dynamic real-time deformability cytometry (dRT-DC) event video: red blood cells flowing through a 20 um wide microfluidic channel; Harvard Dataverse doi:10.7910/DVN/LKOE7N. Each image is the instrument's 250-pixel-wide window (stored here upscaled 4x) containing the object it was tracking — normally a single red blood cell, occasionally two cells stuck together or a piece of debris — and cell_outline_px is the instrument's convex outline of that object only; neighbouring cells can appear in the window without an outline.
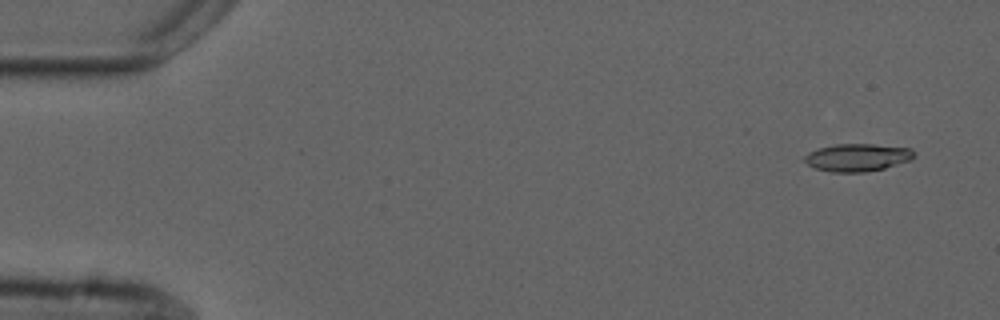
{"species": "common noctule bat (a hibernating species)", "species_latin": "Nyctalus noctula", "temperature_condition": "cold", "stored_images_in_passage": 8, "camera_frame_rate_fps": 3000, "um_per_image_px": 0.085, "animal": {"sex": "male", "forearm_length_mm": 52.5}, "frame": {"image": 1, "passage_image": 1, "time_ms": 0.0, "image_size_px": [1000, 320], "cell_outline_px": [[916, 156], [912, 160], [884, 168], [868, 172], [832, 172], [812, 168], [804, 160], [804, 156], [808, 152], [820, 148], [836, 144], [872, 144], [912, 148], [916, 152]], "centroid_in_image_um": [72.91, 13.39], "position_along_channel_um": 12.1, "area_um2": 17.86}}
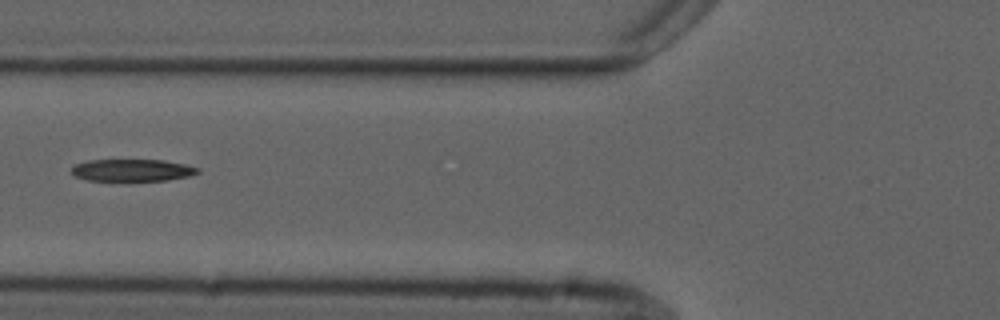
{"frame": {"image": 2, "passage_image": 6, "time_ms": 6.0, "image_size_px": [1000, 320], "cell_outline_px": [[200, 172], [188, 176], [168, 180], [88, 180], [72, 176], [72, 168], [76, 164], [88, 160], [164, 160], [184, 164], [200, 168]], "centroid_in_image_um": [11.24, 14.46], "position_along_channel_um": 114.6, "area_um2": 16.13}}
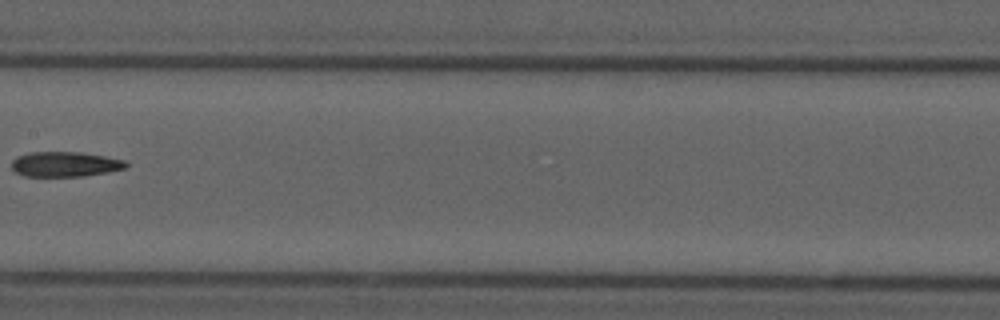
{"frame": {"image": 3, "passage_image": 8, "time_ms": 8.333, "image_size_px": [1000, 320], "cell_outline_px": [[128, 168], [108, 172], [84, 176], [24, 176], [12, 172], [12, 160], [16, 156], [28, 152], [80, 152], [104, 156], [124, 160], [128, 164]], "centroid_in_image_um": [5.5, 13.96], "position_along_channel_um": 201.9, "area_um2": 16.88}}